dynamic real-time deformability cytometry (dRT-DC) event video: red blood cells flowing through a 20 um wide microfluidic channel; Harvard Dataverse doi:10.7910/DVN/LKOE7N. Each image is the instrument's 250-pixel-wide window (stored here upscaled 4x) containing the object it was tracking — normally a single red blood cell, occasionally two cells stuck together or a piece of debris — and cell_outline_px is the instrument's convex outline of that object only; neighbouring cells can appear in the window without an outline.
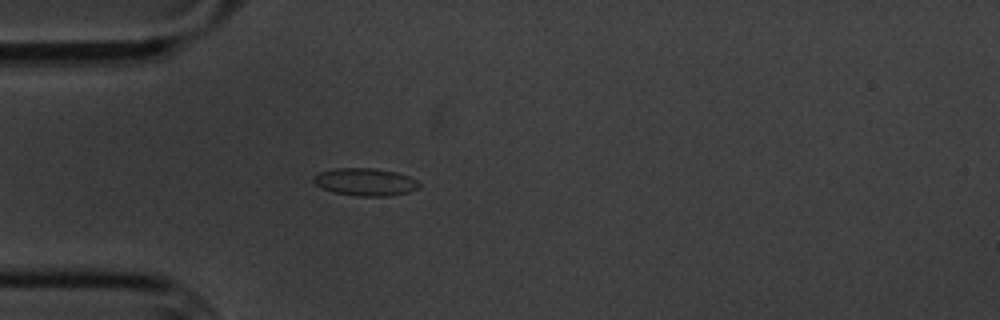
{"species": "common noctule bat (a hibernating species)", "species_latin": "Nyctalus noctula", "temperature_condition": "cold", "stored_images_in_passage": 4, "camera_frame_rate_fps": 3000, "um_per_image_px": 0.085, "animal": {"sex": "male", "body_mass_g": 20.1, "forearm_length_mm": 53.5}, "frame": {"image": 1, "passage_image": 4, "time_ms": 4.333, "image_size_px": [1000, 320], "cell_outline_px": [[420, 188], [408, 192], [388, 196], [360, 196], [332, 192], [316, 184], [312, 180], [312, 176], [320, 172], [332, 168], [376, 168], [396, 172], [408, 176], [416, 180], [420, 184]], "centroid_in_image_um": [31.04, 15.46], "position_along_channel_um": 54.0, "area_um2": 16.99}}